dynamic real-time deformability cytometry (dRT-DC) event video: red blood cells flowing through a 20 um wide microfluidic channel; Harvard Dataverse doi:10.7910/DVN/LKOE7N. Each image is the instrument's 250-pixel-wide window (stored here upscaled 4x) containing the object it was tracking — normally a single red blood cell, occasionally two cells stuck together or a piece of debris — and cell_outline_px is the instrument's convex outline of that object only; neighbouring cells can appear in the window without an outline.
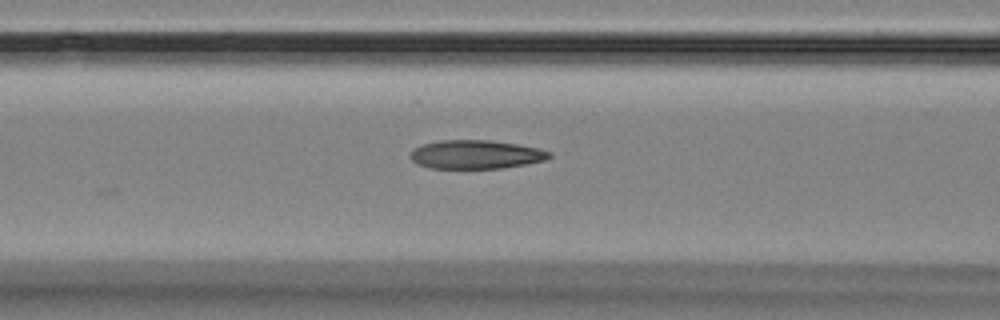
{"species": "Egyptian fruit bat (a non-hibernating species)", "species_latin": "Rousettus aegyptiacus", "temperature_condition": "room temperature", "stored_images_in_passage": 3, "camera_frame_rate_fps": 3000, "um_per_image_px": 0.085, "animal": {"sex": "female"}, "frame": {"image": 1, "passage_image": 3, "time_ms": 2.667, "image_size_px": [1000, 320], "cell_outline_px": [[552, 156], [544, 160], [524, 164], [500, 168], [428, 168], [416, 164], [408, 156], [412, 148], [420, 144], [440, 140], [488, 140], [516, 144], [536, 148], [552, 152]], "centroid_in_image_um": [40.36, 13.12], "position_along_channel_um": 126.2, "area_um2": 23.29}}